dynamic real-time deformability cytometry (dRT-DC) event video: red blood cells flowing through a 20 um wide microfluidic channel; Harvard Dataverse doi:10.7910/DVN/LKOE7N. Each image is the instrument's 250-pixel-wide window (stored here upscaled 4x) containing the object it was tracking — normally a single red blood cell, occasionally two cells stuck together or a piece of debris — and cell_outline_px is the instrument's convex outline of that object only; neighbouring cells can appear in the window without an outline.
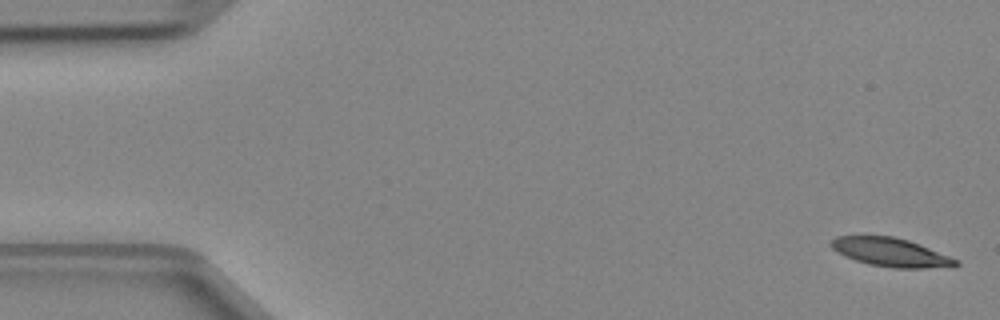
{"species": "Egyptian fruit bat (a non-hibernating species)", "species_latin": "Rousettus aegyptiacus", "temperature_condition": "cold", "stored_images_in_passage": 47, "camera_frame_rate_fps": 3000, "um_per_image_px": 0.085, "animal": {"sex": "female"}, "frame": {"image": 1, "passage_image": 1, "time_ms": 0.0, "image_size_px": [1000, 320], "cell_outline_px": [[960, 264], [956, 268], [896, 268], [868, 264], [844, 256], [832, 248], [828, 244], [836, 236], [892, 236], [908, 240], [920, 244], [960, 260]], "centroid_in_image_um": [75.79, 21.46], "position_along_channel_um": 9.2, "area_um2": 21.04}}
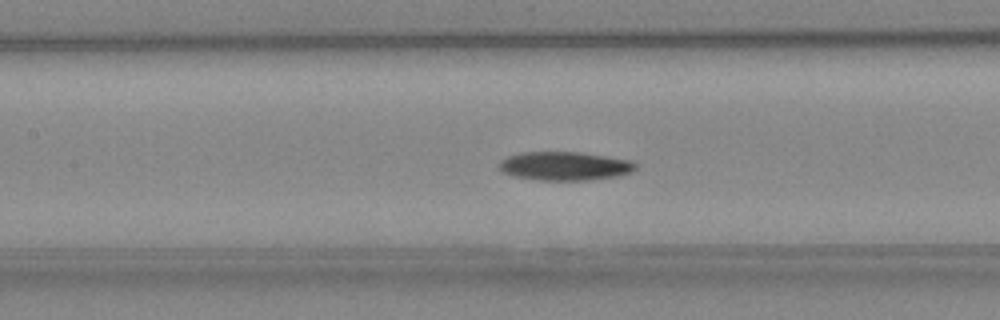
{"frame": {"image": 2, "passage_image": 21, "time_ms": 6.667, "image_size_px": [1000, 320], "cell_outline_px": [[636, 168], [632, 172], [620, 176], [588, 180], [536, 180], [512, 176], [500, 172], [500, 160], [508, 156], [520, 152], [580, 152], [608, 156], [628, 160], [636, 164]], "centroid_in_image_um": [47.98, 14.12], "position_along_channel_um": 159.4, "area_um2": 23.0}}
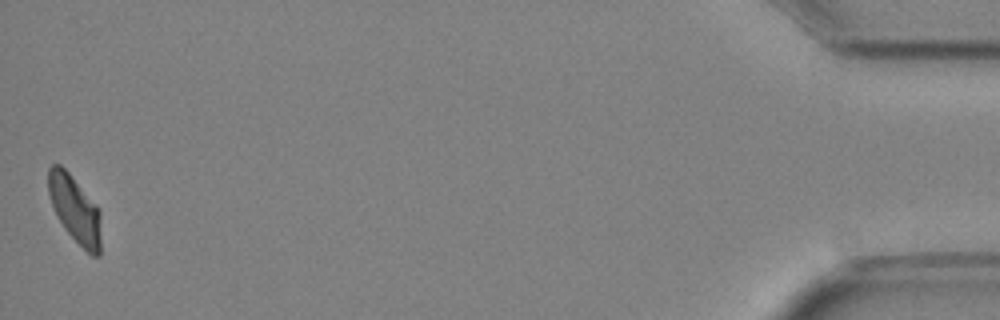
{"frame": {"image": 3, "passage_image": 47, "time_ms": 15.333, "image_size_px": [1000, 320], "cell_outline_px": [[100, 256], [92, 256], [64, 228], [52, 204], [48, 192], [48, 168], [52, 164], [60, 164], [68, 172], [96, 204], [100, 212]], "centroid_in_image_um": [6.37, 17.76], "position_along_channel_um": 428.8, "area_um2": 20.17}}